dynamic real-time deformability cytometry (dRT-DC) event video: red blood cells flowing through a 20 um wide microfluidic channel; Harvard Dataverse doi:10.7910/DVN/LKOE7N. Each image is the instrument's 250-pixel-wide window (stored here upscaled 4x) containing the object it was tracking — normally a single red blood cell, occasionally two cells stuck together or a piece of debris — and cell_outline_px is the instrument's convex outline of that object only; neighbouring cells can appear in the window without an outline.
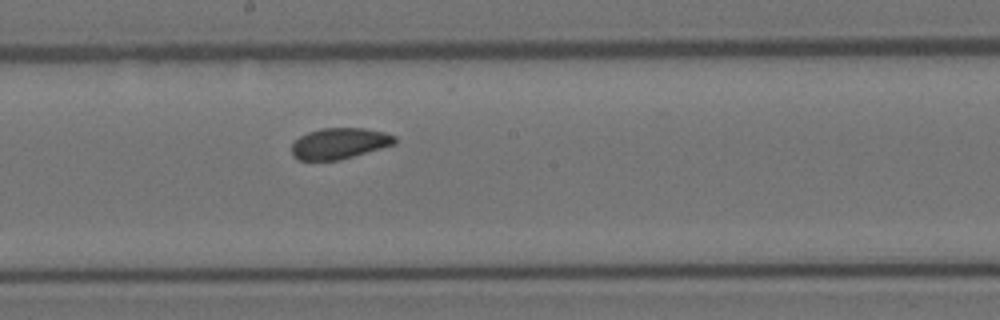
{"species": "Egyptian fruit bat (a non-hibernating species)", "species_latin": "Rousettus aegyptiacus", "temperature_condition": "room temperature", "stored_images_in_passage": 8, "segment_of_instrument_passage": [1, 2], "camera_frame_rate_fps": 3000, "um_per_image_px": 0.085, "animal": {"sex": "female"}, "frame": {"image": 1, "passage_image": 7, "time_ms": 7.667, "image_size_px": [1000, 320], "cell_outline_px": [[396, 144], [340, 160], [300, 160], [292, 156], [292, 144], [300, 136], [308, 132], [320, 128], [364, 128], [384, 132], [396, 136]], "centroid_in_image_um": [28.86, 12.19], "position_along_channel_um": 219.3, "area_um2": 18.67}}